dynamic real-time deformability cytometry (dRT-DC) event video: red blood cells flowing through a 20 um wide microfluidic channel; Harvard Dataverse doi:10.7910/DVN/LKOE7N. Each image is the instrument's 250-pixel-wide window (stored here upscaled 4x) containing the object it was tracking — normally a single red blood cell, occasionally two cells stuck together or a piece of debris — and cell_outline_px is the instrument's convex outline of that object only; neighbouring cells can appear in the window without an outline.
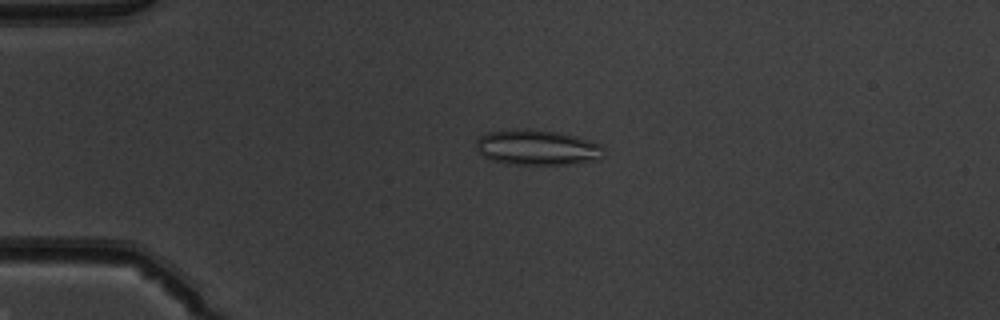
{"species": "common noctule bat (a hibernating species)", "species_latin": "Nyctalus noctula", "temperature_condition": "warm", "stored_images_in_passage": 52, "camera_frame_rate_fps": 3000, "um_per_image_px": 0.085, "animal": {"sex": "male", "body_mass_g": 19.5, "forearm_length_mm": 54.6}, "frame": {"image": 1, "passage_image": 13, "time_ms": 4.0, "image_size_px": [1000, 320], "cell_outline_px": [[604, 148], [600, 160], [576, 164], [508, 164], [488, 160], [476, 152], [476, 140], [480, 136], [488, 132], [516, 128], [528, 128], [556, 132], [588, 140], [600, 144]], "centroid_in_image_um": [45.61, 12.54], "position_along_channel_um": 39.4, "area_um2": 26.65}}
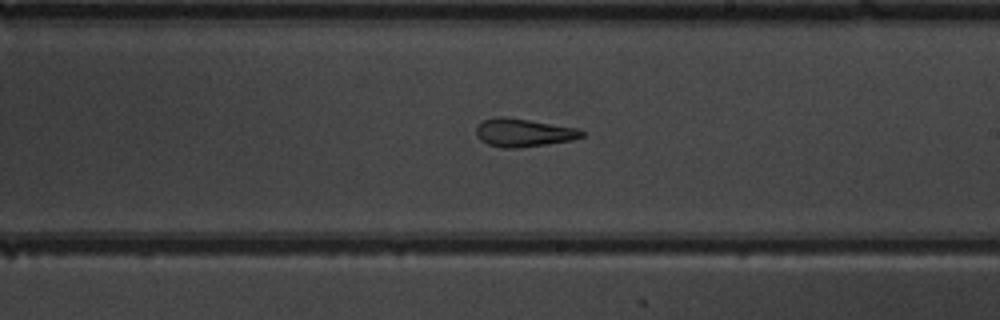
{"frame": {"image": 2, "passage_image": 31, "time_ms": 10.0, "image_size_px": [1000, 320], "cell_outline_px": [[584, 136], [572, 140], [548, 144], [516, 148], [504, 148], [488, 144], [480, 140], [476, 136], [476, 128], [484, 120], [496, 116], [504, 116], [576, 128], [584, 132]], "centroid_in_image_um": [44.47, 11.28], "position_along_channel_um": 244.5, "area_um2": 17.17}}
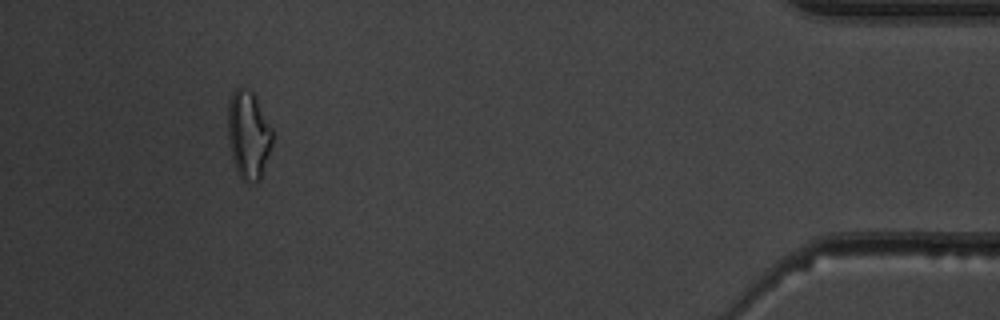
{"frame": {"image": 3, "passage_image": 48, "time_ms": 15.667, "image_size_px": [1000, 320], "cell_outline_px": [[272, 144], [260, 176], [256, 180], [244, 180], [240, 176], [236, 168], [232, 156], [228, 136], [228, 104], [232, 92], [236, 88], [244, 88], [252, 92], [272, 128]], "centroid_in_image_um": [21.1, 11.4], "position_along_channel_um": 414.1, "area_um2": 22.02}, "authors_computed_cell_mechanics": {"area_um2": 19.9699, "velocity_mm_per_s": 4.0233, "shape_relaxation_time_tau1_ms": null, "shape_relaxation_time_tau2_ms": 3.0991, "deformation_change_tau1": null, "deformation_change_tau2": 0.1285}}